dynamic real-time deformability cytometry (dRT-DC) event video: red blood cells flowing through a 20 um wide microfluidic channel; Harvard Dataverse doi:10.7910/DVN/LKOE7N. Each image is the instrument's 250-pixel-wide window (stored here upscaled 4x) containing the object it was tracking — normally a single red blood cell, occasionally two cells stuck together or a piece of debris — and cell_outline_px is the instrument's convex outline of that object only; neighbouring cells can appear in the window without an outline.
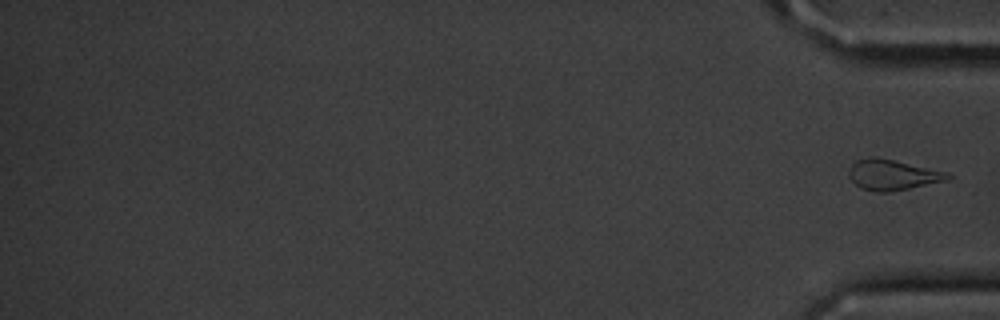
{"species": "common noctule bat (a hibernating species)", "species_latin": "Nyctalus noctula", "temperature_condition": "cold", "stored_images_in_passage": 15, "segment_of_instrument_passage": [2, 2], "camera_frame_rate_fps": 3000, "um_per_image_px": 0.085, "animal": {"sex": "male", "body_mass_g": 20.1, "forearm_length_mm": 53.5}, "frame": {"image": 1, "passage_image": 15, "time_ms": 18.0, "image_size_px": [1000, 320], "cell_outline_px": [[952, 176], [948, 180], [888, 192], [876, 192], [860, 188], [848, 176], [848, 168], [856, 160], [872, 156], [876, 156], [948, 172]], "centroid_in_image_um": [75.83, 14.85], "position_along_channel_um": 359.4, "area_um2": 17.57}}